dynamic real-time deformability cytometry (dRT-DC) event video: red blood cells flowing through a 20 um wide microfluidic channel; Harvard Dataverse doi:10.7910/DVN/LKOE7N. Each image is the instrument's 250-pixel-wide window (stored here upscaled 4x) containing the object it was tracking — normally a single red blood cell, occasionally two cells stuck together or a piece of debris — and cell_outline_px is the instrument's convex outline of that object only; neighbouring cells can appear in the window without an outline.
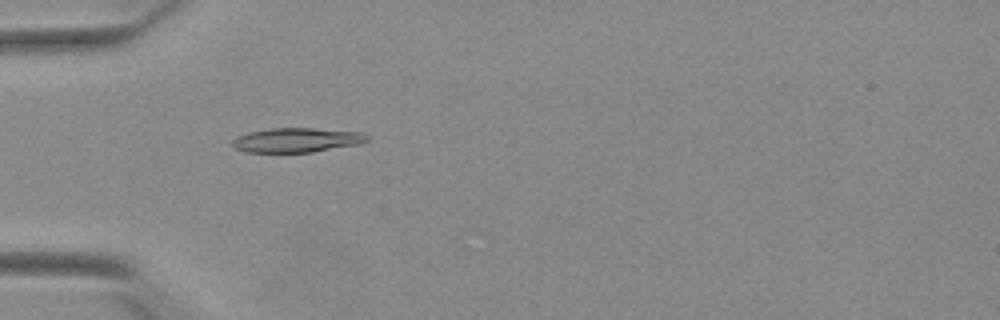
{"species": "Egyptian fruit bat (a non-hibernating species)", "species_latin": "Rousettus aegyptiacus", "temperature_condition": "warm", "stored_images_in_passage": 39, "camera_frame_rate_fps": 3000, "um_per_image_px": 0.085, "animal": {"sex": "female"}, "frame": {"image": 1, "passage_image": 3, "time_ms": 0.667, "image_size_px": [1000, 320], "cell_outline_px": [[368, 140], [360, 144], [312, 152], [248, 152], [236, 148], [232, 144], [232, 140], [236, 136], [248, 132], [272, 128], [312, 128], [364, 132], [368, 136]], "centroid_in_image_um": [25.24, 11.9], "position_along_channel_um": 59.8, "area_um2": 19.19}}
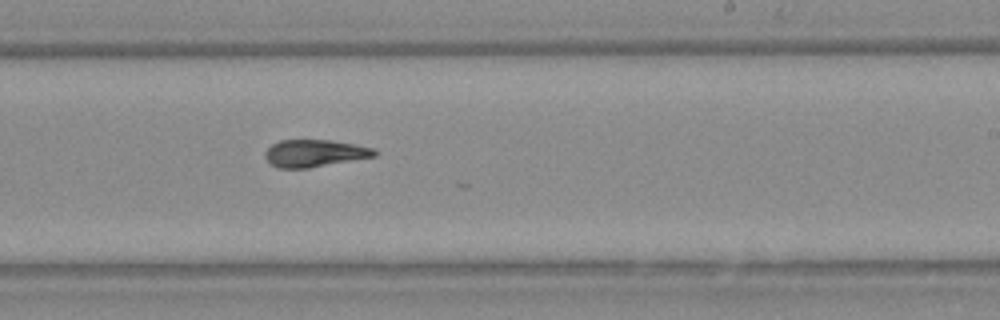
{"frame": {"image": 2, "passage_image": 19, "time_ms": 6.0, "image_size_px": [1000, 320], "cell_outline_px": [[380, 152], [376, 156], [308, 168], [280, 168], [272, 164], [264, 156], [264, 152], [272, 144], [280, 140], [332, 140], [372, 148]], "centroid_in_image_um": [26.74, 13.02], "position_along_channel_um": 262.3, "area_um2": 17.22}}
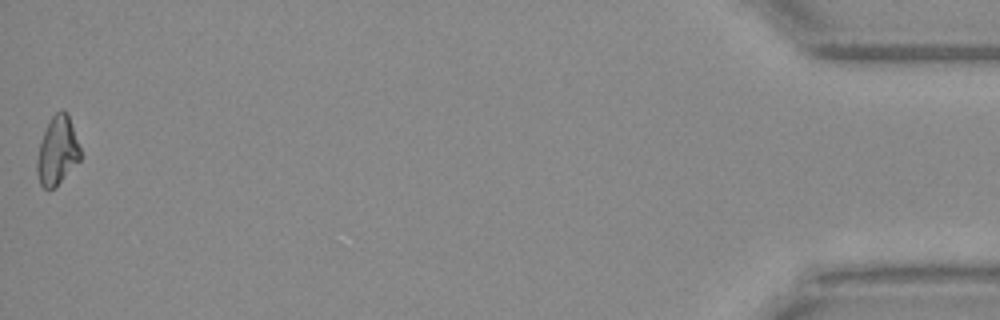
{"frame": {"image": 3, "passage_image": 39, "time_ms": 12.667, "image_size_px": [1000, 320], "cell_outline_px": [[80, 160], [52, 188], [44, 188], [40, 184], [36, 168], [36, 164], [40, 144], [44, 132], [52, 116], [60, 108], [64, 108], [68, 112], [80, 148]], "centroid_in_image_um": [4.88, 12.75], "position_along_channel_um": 430.3, "area_um2": 16.88}, "authors_computed_cell_mechanics": {"area_um2": 17.7446, "velocity_mm_per_s": 3.8983, "shape_relaxation_time_tau1_ms": null, "shape_relaxation_time_tau2_ms": 3.3369, "deformation_change_tau1": null, "deformation_change_tau2": 0.0907}}